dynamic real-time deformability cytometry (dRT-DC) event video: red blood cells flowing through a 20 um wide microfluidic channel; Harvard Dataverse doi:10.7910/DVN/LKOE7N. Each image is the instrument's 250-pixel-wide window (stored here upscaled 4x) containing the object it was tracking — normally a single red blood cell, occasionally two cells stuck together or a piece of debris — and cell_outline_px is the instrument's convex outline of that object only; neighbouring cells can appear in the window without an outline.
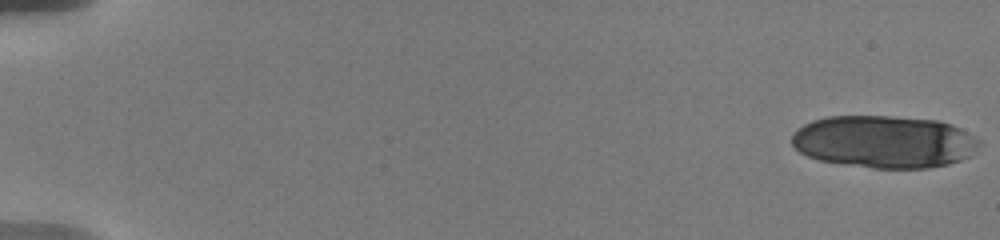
{"species": "human", "species_latin": "Homo sapiens", "temperature_condition": "warm", "stored_images_in_passage": 12, "camera_frame_rate_fps": 3000, "um_per_image_px": 0.085, "donor": {"sex": "male"}, "frame": {"image": 1, "passage_image": 1, "time_ms": 0.0, "image_size_px": [1000, 240], "cell_outline_px": [[980, 144], [968, 156], [960, 160], [948, 164], [928, 168], [872, 168], [840, 164], [820, 160], [808, 156], [800, 152], [792, 144], [792, 132], [796, 128], [812, 120], [828, 116], [892, 116], [936, 120], [952, 124], [968, 132], [980, 140]], "centroid_in_image_um": [75.12, 12.04], "position_along_channel_um": 9.9, "area_um2": 57.51}}